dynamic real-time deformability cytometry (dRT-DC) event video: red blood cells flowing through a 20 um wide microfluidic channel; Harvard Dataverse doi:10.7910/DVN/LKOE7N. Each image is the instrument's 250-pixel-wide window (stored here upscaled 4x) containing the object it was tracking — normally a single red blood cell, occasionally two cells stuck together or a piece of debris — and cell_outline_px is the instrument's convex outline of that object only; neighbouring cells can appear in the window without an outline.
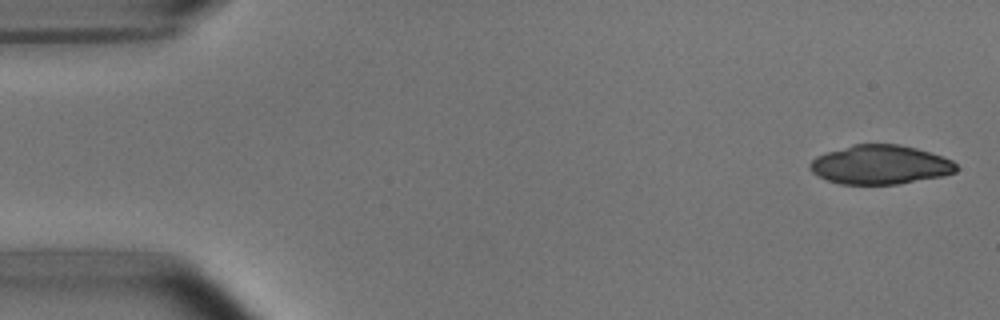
{"species": "common noctule bat (a hibernating species)", "species_latin": "Nyctalus noctula", "temperature_condition": "room temperature", "stored_images_in_passage": 5, "camera_frame_rate_fps": 3000, "um_per_image_px": 0.085, "animal": {"sex": "male", "body_mass_g": 15.6}, "frame": {"image": 1, "passage_image": 1, "time_ms": 0.0, "image_size_px": [1000, 320], "cell_outline_px": [[956, 172], [944, 176], [896, 184], [840, 184], [828, 180], [812, 172], [808, 168], [808, 164], [816, 156], [852, 144], [900, 144], [916, 148], [952, 160], [956, 164]], "centroid_in_image_um": [74.8, 14.0], "position_along_channel_um": 10.2, "area_um2": 33.18}}